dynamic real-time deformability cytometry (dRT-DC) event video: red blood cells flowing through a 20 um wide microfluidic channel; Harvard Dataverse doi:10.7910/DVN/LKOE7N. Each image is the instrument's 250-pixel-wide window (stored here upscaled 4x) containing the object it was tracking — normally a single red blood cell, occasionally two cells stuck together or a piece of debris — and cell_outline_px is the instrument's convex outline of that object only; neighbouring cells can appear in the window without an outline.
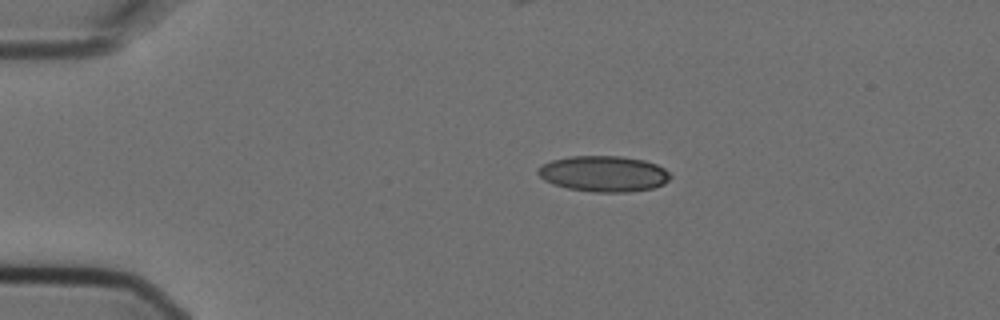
{"species": "Egyptian fruit bat (a non-hibernating species)", "species_latin": "Rousettus aegyptiacus", "temperature_condition": "cold", "stored_images_in_passage": 2, "camera_frame_rate_fps": 3000, "um_per_image_px": 0.085, "animal": {"sex": "female"}, "frame": {"image": 1, "passage_image": 1, "time_ms": 0.0, "image_size_px": [1000, 320], "cell_outline_px": [[672, 176], [664, 184], [652, 188], [628, 192], [592, 192], [568, 188], [552, 184], [544, 180], [536, 172], [536, 168], [552, 160], [572, 156], [620, 156], [644, 160], [656, 164], [664, 168]], "centroid_in_image_um": [51.3, 14.77], "position_along_channel_um": 33.7, "area_um2": 27.69}}